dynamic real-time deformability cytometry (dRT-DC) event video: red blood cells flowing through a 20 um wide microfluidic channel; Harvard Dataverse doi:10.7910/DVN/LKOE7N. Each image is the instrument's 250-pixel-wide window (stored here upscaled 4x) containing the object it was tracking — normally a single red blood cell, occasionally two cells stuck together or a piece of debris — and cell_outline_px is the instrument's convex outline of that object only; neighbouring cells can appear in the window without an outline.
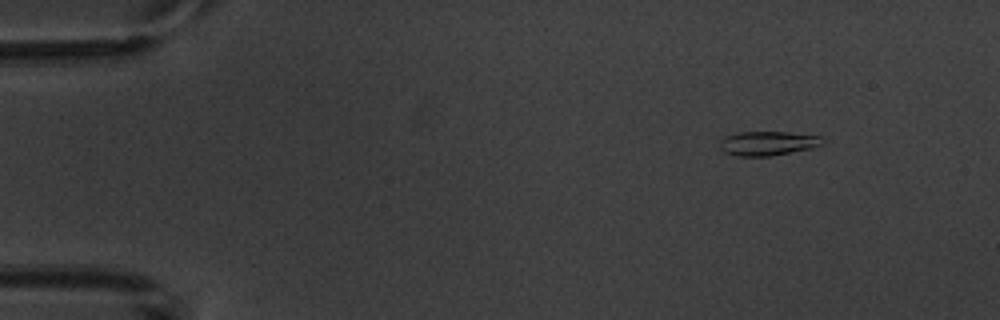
{"species": "common noctule bat (a hibernating species)", "species_latin": "Nyctalus noctula", "temperature_condition": "warm", "stored_images_in_passage": 3, "camera_frame_rate_fps": 3000, "um_per_image_px": 0.085, "animal": {"sex": "male", "body_mass_g": 20.1, "forearm_length_mm": 53.5}, "frame": {"image": 1, "passage_image": 2, "time_ms": 1.333, "image_size_px": [1000, 320], "cell_outline_px": [[824, 144], [812, 148], [772, 156], [736, 156], [724, 152], [720, 148], [720, 140], [724, 136], [740, 132], [788, 132], [820, 136], [824, 140]], "centroid_in_image_um": [65.26, 12.18], "position_along_channel_um": 19.7, "area_um2": 14.62}}